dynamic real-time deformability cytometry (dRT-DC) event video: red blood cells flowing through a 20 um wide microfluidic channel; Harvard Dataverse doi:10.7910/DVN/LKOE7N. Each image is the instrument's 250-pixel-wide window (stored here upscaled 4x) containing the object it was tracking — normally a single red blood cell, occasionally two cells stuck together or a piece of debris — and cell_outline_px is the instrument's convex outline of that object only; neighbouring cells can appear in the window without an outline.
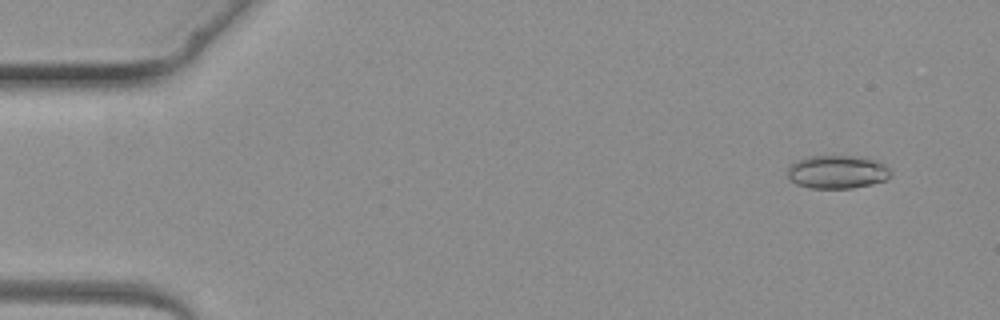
{"species": "common noctule bat (a hibernating species)", "species_latin": "Nyctalus noctula", "temperature_condition": "warm", "stored_images_in_passage": 5, "segment_of_instrument_passage": [2, 2], "camera_frame_rate_fps": 3000, "um_per_image_px": 0.085, "animal": {"sex": "female", "body_mass_g": 19.3, "forearm_length_mm": 54.1}, "frame": {"image": 1, "passage_image": 5, "time_ms": 5.0, "image_size_px": [1000, 320], "cell_outline_px": [[892, 176], [884, 180], [872, 184], [852, 188], [808, 188], [796, 184], [788, 176], [788, 168], [796, 160], [808, 156], [864, 156], [880, 160], [892, 172]], "centroid_in_image_um": [71.21, 14.6], "position_along_channel_um": 13.8, "area_um2": 20.29}}